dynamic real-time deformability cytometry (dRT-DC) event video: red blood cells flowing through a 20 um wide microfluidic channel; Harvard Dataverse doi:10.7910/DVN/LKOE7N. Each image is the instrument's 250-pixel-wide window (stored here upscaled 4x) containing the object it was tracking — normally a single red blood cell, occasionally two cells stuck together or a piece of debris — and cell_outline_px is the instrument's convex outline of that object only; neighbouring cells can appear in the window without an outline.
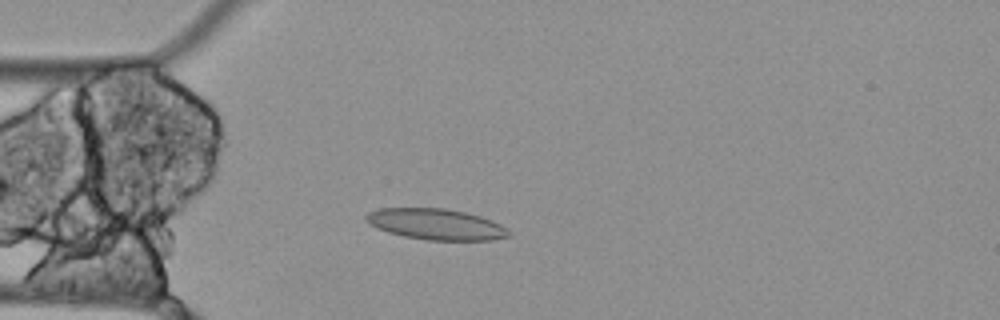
{"species": "Egyptian fruit bat (a non-hibernating species)", "species_latin": "Rousettus aegyptiacus", "temperature_condition": "cold", "stored_images_in_passage": 52, "camera_frame_rate_fps": 3000, "um_per_image_px": 0.085, "animal": {"sex": "female"}, "frame": {"image": 1, "passage_image": 14, "time_ms": 4.333, "image_size_px": [1000, 320], "cell_outline_px": [[512, 236], [492, 240], [428, 240], [404, 236], [388, 232], [376, 228], [368, 224], [364, 220], [364, 216], [368, 212], [380, 208], [444, 208], [464, 212], [480, 216], [492, 220], [508, 228], [512, 232]], "centroid_in_image_um": [37.07, 19.06], "position_along_channel_um": 47.9, "area_um2": 26.01}}
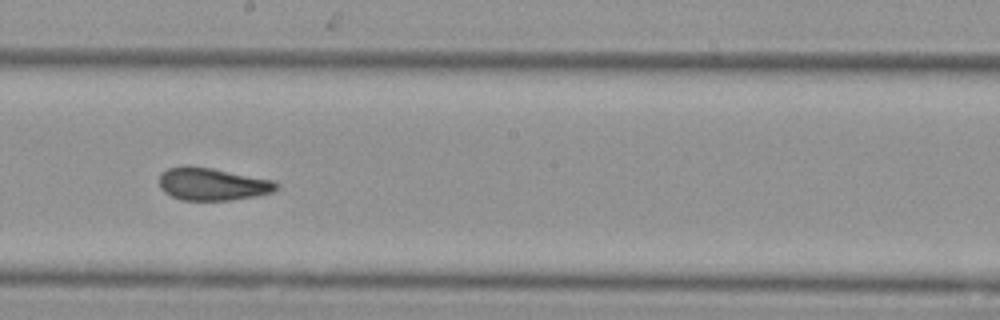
{"frame": {"image": 2, "passage_image": 30, "time_ms": 9.667, "image_size_px": [1000, 320], "cell_outline_px": [[280, 184], [272, 192], [256, 196], [228, 200], [180, 200], [164, 192], [160, 188], [160, 172], [168, 168], [212, 168], [272, 180]], "centroid_in_image_um": [18.06, 15.68], "position_along_channel_um": 230.1, "area_um2": 21.68}}
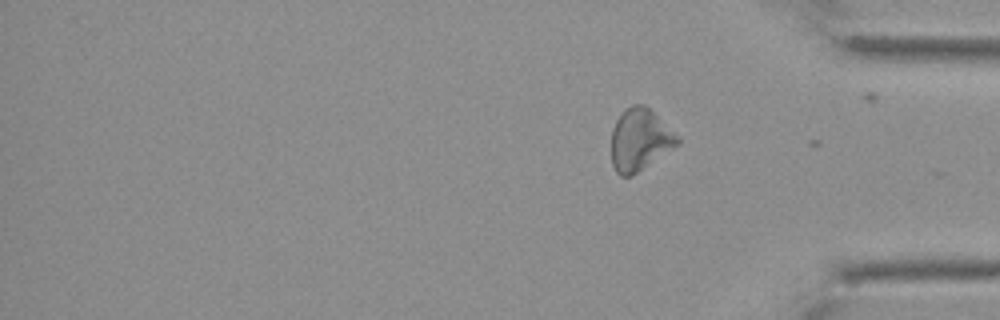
{"frame": {"image": 3, "passage_image": 52, "time_ms": 17.0, "image_size_px": [1000, 320], "cell_outline_px": [[680, 144], [632, 176], [620, 176], [616, 172], [612, 164], [612, 128], [616, 120], [624, 108], [632, 104], [644, 104], [680, 136]], "centroid_in_image_um": [54.4, 11.87], "position_along_channel_um": 380.8, "area_um2": 24.1}, "authors_computed_cell_mechanics": {"area_um2": 24.3916, "velocity_mm_per_s": 3.4539, "shape_relaxation_time_tau1_ms": null, "shape_relaxation_time_tau2_ms": 3.6405, "deformation_change_tau1": null, "deformation_change_tau2": 0.0748}}